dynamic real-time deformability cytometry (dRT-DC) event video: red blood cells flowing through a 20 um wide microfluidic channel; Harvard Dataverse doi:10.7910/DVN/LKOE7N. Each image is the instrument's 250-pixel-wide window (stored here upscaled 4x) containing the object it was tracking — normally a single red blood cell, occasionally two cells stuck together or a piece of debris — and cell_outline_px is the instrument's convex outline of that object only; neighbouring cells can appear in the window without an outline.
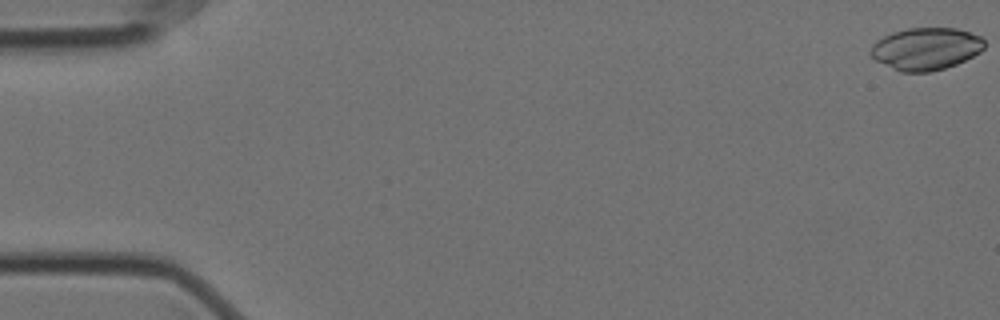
{"species": "Egyptian fruit bat (a non-hibernating species)", "species_latin": "Rousettus aegyptiacus", "temperature_condition": "cold", "stored_images_in_passage": 58, "camera_frame_rate_fps": 3000, "um_per_image_px": 0.085, "animal": {"sex": "female"}, "frame": {"image": 1, "passage_image": 1, "time_ms": 0.0, "image_size_px": [1000, 320], "cell_outline_px": [[984, 48], [980, 52], [956, 64], [944, 68], [928, 72], [900, 72], [876, 60], [868, 52], [872, 44], [876, 40], [892, 32], [908, 28], [956, 28], [980, 36], [984, 40]], "centroid_in_image_um": [78.68, 4.14], "position_along_channel_um": 6.3, "area_um2": 27.98}}
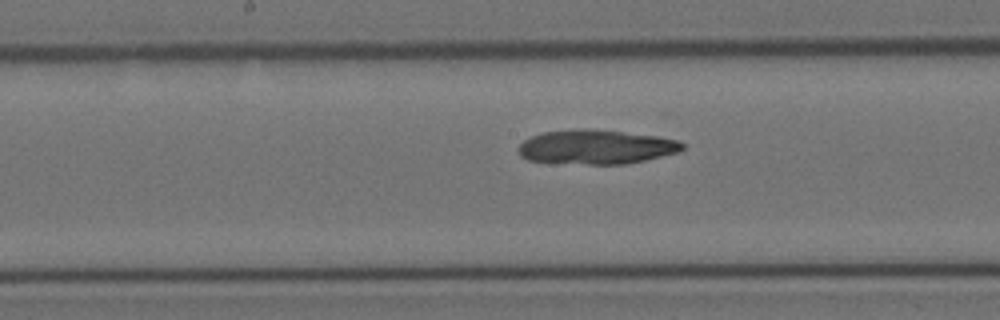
{"frame": {"image": 2, "passage_image": 30, "time_ms": 9.667, "image_size_px": [1000, 320], "cell_outline_px": [[684, 148], [676, 152], [644, 160], [624, 164], [588, 164], [528, 160], [520, 156], [516, 148], [524, 140], [532, 136], [544, 132], [580, 128], [588, 128], [624, 132], [656, 136], [680, 140], [684, 144]], "centroid_in_image_um": [50.64, 12.48], "position_along_channel_um": 197.6, "area_um2": 32.6}}
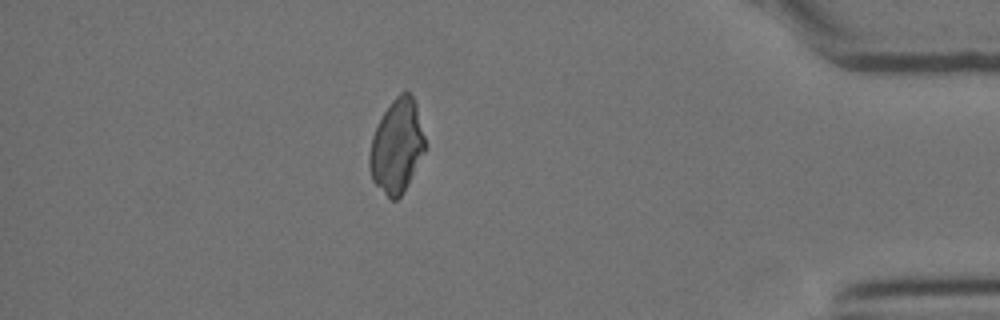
{"frame": {"image": 3, "passage_image": 51, "time_ms": 16.667, "image_size_px": [1000, 320], "cell_outline_px": [[428, 148], [408, 184], [400, 196], [396, 200], [392, 200], [372, 180], [368, 164], [368, 156], [372, 136], [384, 112], [392, 100], [400, 92], [408, 92], [412, 96], [416, 104]], "centroid_in_image_um": [33.75, 12.43], "position_along_channel_um": 401.4, "area_um2": 30.4}}